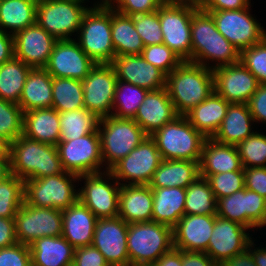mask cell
Here are the masks:
<instances>
[{
	"label": "cell",
	"instance_id": "16",
	"mask_svg": "<svg viewBox=\"0 0 266 266\" xmlns=\"http://www.w3.org/2000/svg\"><path fill=\"white\" fill-rule=\"evenodd\" d=\"M217 216L239 223L249 230L266 226V198L244 188L217 200Z\"/></svg>",
	"mask_w": 266,
	"mask_h": 266
},
{
	"label": "cell",
	"instance_id": "46",
	"mask_svg": "<svg viewBox=\"0 0 266 266\" xmlns=\"http://www.w3.org/2000/svg\"><path fill=\"white\" fill-rule=\"evenodd\" d=\"M141 56L166 76L183 62L166 44L144 46Z\"/></svg>",
	"mask_w": 266,
	"mask_h": 266
},
{
	"label": "cell",
	"instance_id": "52",
	"mask_svg": "<svg viewBox=\"0 0 266 266\" xmlns=\"http://www.w3.org/2000/svg\"><path fill=\"white\" fill-rule=\"evenodd\" d=\"M72 266H110L104 255L95 247L84 246L76 248Z\"/></svg>",
	"mask_w": 266,
	"mask_h": 266
},
{
	"label": "cell",
	"instance_id": "57",
	"mask_svg": "<svg viewBox=\"0 0 266 266\" xmlns=\"http://www.w3.org/2000/svg\"><path fill=\"white\" fill-rule=\"evenodd\" d=\"M182 266H219L205 252L182 250Z\"/></svg>",
	"mask_w": 266,
	"mask_h": 266
},
{
	"label": "cell",
	"instance_id": "29",
	"mask_svg": "<svg viewBox=\"0 0 266 266\" xmlns=\"http://www.w3.org/2000/svg\"><path fill=\"white\" fill-rule=\"evenodd\" d=\"M230 102L213 91L203 102L185 114L194 128L206 138H212L226 116Z\"/></svg>",
	"mask_w": 266,
	"mask_h": 266
},
{
	"label": "cell",
	"instance_id": "5",
	"mask_svg": "<svg viewBox=\"0 0 266 266\" xmlns=\"http://www.w3.org/2000/svg\"><path fill=\"white\" fill-rule=\"evenodd\" d=\"M173 228L155 221L129 223L130 266H151L173 248Z\"/></svg>",
	"mask_w": 266,
	"mask_h": 266
},
{
	"label": "cell",
	"instance_id": "18",
	"mask_svg": "<svg viewBox=\"0 0 266 266\" xmlns=\"http://www.w3.org/2000/svg\"><path fill=\"white\" fill-rule=\"evenodd\" d=\"M128 226L119 216L97 219L92 246L110 266H130L127 250Z\"/></svg>",
	"mask_w": 266,
	"mask_h": 266
},
{
	"label": "cell",
	"instance_id": "30",
	"mask_svg": "<svg viewBox=\"0 0 266 266\" xmlns=\"http://www.w3.org/2000/svg\"><path fill=\"white\" fill-rule=\"evenodd\" d=\"M254 119L245 103H230L218 131L212 137L222 144L237 146L241 141L252 135Z\"/></svg>",
	"mask_w": 266,
	"mask_h": 266
},
{
	"label": "cell",
	"instance_id": "53",
	"mask_svg": "<svg viewBox=\"0 0 266 266\" xmlns=\"http://www.w3.org/2000/svg\"><path fill=\"white\" fill-rule=\"evenodd\" d=\"M245 188L266 198V167L244 168Z\"/></svg>",
	"mask_w": 266,
	"mask_h": 266
},
{
	"label": "cell",
	"instance_id": "13",
	"mask_svg": "<svg viewBox=\"0 0 266 266\" xmlns=\"http://www.w3.org/2000/svg\"><path fill=\"white\" fill-rule=\"evenodd\" d=\"M250 8L251 5L245 9L205 12L212 16L219 33L241 52L266 37V29L250 14Z\"/></svg>",
	"mask_w": 266,
	"mask_h": 266
},
{
	"label": "cell",
	"instance_id": "37",
	"mask_svg": "<svg viewBox=\"0 0 266 266\" xmlns=\"http://www.w3.org/2000/svg\"><path fill=\"white\" fill-rule=\"evenodd\" d=\"M37 3L38 0H0V31L14 35L34 25Z\"/></svg>",
	"mask_w": 266,
	"mask_h": 266
},
{
	"label": "cell",
	"instance_id": "39",
	"mask_svg": "<svg viewBox=\"0 0 266 266\" xmlns=\"http://www.w3.org/2000/svg\"><path fill=\"white\" fill-rule=\"evenodd\" d=\"M60 140H74L98 130L100 118L86 108L59 112Z\"/></svg>",
	"mask_w": 266,
	"mask_h": 266
},
{
	"label": "cell",
	"instance_id": "59",
	"mask_svg": "<svg viewBox=\"0 0 266 266\" xmlns=\"http://www.w3.org/2000/svg\"><path fill=\"white\" fill-rule=\"evenodd\" d=\"M151 266H182V250L173 247Z\"/></svg>",
	"mask_w": 266,
	"mask_h": 266
},
{
	"label": "cell",
	"instance_id": "50",
	"mask_svg": "<svg viewBox=\"0 0 266 266\" xmlns=\"http://www.w3.org/2000/svg\"><path fill=\"white\" fill-rule=\"evenodd\" d=\"M162 4L161 0H113L109 6L121 14L133 16L157 11Z\"/></svg>",
	"mask_w": 266,
	"mask_h": 266
},
{
	"label": "cell",
	"instance_id": "14",
	"mask_svg": "<svg viewBox=\"0 0 266 266\" xmlns=\"http://www.w3.org/2000/svg\"><path fill=\"white\" fill-rule=\"evenodd\" d=\"M162 160L155 141L147 136L110 171L118 182L122 181L120 185H149Z\"/></svg>",
	"mask_w": 266,
	"mask_h": 266
},
{
	"label": "cell",
	"instance_id": "23",
	"mask_svg": "<svg viewBox=\"0 0 266 266\" xmlns=\"http://www.w3.org/2000/svg\"><path fill=\"white\" fill-rule=\"evenodd\" d=\"M110 64L120 81L137 85L148 91L159 90L166 86V75L141 55L117 56Z\"/></svg>",
	"mask_w": 266,
	"mask_h": 266
},
{
	"label": "cell",
	"instance_id": "41",
	"mask_svg": "<svg viewBox=\"0 0 266 266\" xmlns=\"http://www.w3.org/2000/svg\"><path fill=\"white\" fill-rule=\"evenodd\" d=\"M217 199L205 178L198 177L186 188L185 214L216 215Z\"/></svg>",
	"mask_w": 266,
	"mask_h": 266
},
{
	"label": "cell",
	"instance_id": "32",
	"mask_svg": "<svg viewBox=\"0 0 266 266\" xmlns=\"http://www.w3.org/2000/svg\"><path fill=\"white\" fill-rule=\"evenodd\" d=\"M59 112L53 107L24 113L23 135L29 139L57 145L60 140Z\"/></svg>",
	"mask_w": 266,
	"mask_h": 266
},
{
	"label": "cell",
	"instance_id": "58",
	"mask_svg": "<svg viewBox=\"0 0 266 266\" xmlns=\"http://www.w3.org/2000/svg\"><path fill=\"white\" fill-rule=\"evenodd\" d=\"M14 57V37L12 34L0 31V65Z\"/></svg>",
	"mask_w": 266,
	"mask_h": 266
},
{
	"label": "cell",
	"instance_id": "19",
	"mask_svg": "<svg viewBox=\"0 0 266 266\" xmlns=\"http://www.w3.org/2000/svg\"><path fill=\"white\" fill-rule=\"evenodd\" d=\"M95 65L75 38L56 41L45 69L52 77L82 81Z\"/></svg>",
	"mask_w": 266,
	"mask_h": 266
},
{
	"label": "cell",
	"instance_id": "20",
	"mask_svg": "<svg viewBox=\"0 0 266 266\" xmlns=\"http://www.w3.org/2000/svg\"><path fill=\"white\" fill-rule=\"evenodd\" d=\"M247 227L216 215L212 235L205 252L214 262L221 265L225 260L244 252L254 239Z\"/></svg>",
	"mask_w": 266,
	"mask_h": 266
},
{
	"label": "cell",
	"instance_id": "2",
	"mask_svg": "<svg viewBox=\"0 0 266 266\" xmlns=\"http://www.w3.org/2000/svg\"><path fill=\"white\" fill-rule=\"evenodd\" d=\"M165 88L176 113L185 115L214 91L213 71L202 65L183 61L166 76Z\"/></svg>",
	"mask_w": 266,
	"mask_h": 266
},
{
	"label": "cell",
	"instance_id": "21",
	"mask_svg": "<svg viewBox=\"0 0 266 266\" xmlns=\"http://www.w3.org/2000/svg\"><path fill=\"white\" fill-rule=\"evenodd\" d=\"M214 91L230 103H245L258 88L256 77L239 61L212 69Z\"/></svg>",
	"mask_w": 266,
	"mask_h": 266
},
{
	"label": "cell",
	"instance_id": "10",
	"mask_svg": "<svg viewBox=\"0 0 266 266\" xmlns=\"http://www.w3.org/2000/svg\"><path fill=\"white\" fill-rule=\"evenodd\" d=\"M83 3L71 0H38L36 23L57 40L74 39L78 34L85 12Z\"/></svg>",
	"mask_w": 266,
	"mask_h": 266
},
{
	"label": "cell",
	"instance_id": "45",
	"mask_svg": "<svg viewBox=\"0 0 266 266\" xmlns=\"http://www.w3.org/2000/svg\"><path fill=\"white\" fill-rule=\"evenodd\" d=\"M243 168L266 167V135L255 131L237 146Z\"/></svg>",
	"mask_w": 266,
	"mask_h": 266
},
{
	"label": "cell",
	"instance_id": "66",
	"mask_svg": "<svg viewBox=\"0 0 266 266\" xmlns=\"http://www.w3.org/2000/svg\"><path fill=\"white\" fill-rule=\"evenodd\" d=\"M71 1H75V2H78V3H87L86 1L90 2L89 0H71Z\"/></svg>",
	"mask_w": 266,
	"mask_h": 266
},
{
	"label": "cell",
	"instance_id": "36",
	"mask_svg": "<svg viewBox=\"0 0 266 266\" xmlns=\"http://www.w3.org/2000/svg\"><path fill=\"white\" fill-rule=\"evenodd\" d=\"M111 33L115 57L141 55L144 45L136 31L132 16L121 14L111 8Z\"/></svg>",
	"mask_w": 266,
	"mask_h": 266
},
{
	"label": "cell",
	"instance_id": "61",
	"mask_svg": "<svg viewBox=\"0 0 266 266\" xmlns=\"http://www.w3.org/2000/svg\"><path fill=\"white\" fill-rule=\"evenodd\" d=\"M256 244L254 243V240L252 239L248 246L247 249L251 252L253 259L256 263V266H266V245L265 247H255Z\"/></svg>",
	"mask_w": 266,
	"mask_h": 266
},
{
	"label": "cell",
	"instance_id": "43",
	"mask_svg": "<svg viewBox=\"0 0 266 266\" xmlns=\"http://www.w3.org/2000/svg\"><path fill=\"white\" fill-rule=\"evenodd\" d=\"M23 122L20 106L0 98V140L6 146L23 135Z\"/></svg>",
	"mask_w": 266,
	"mask_h": 266
},
{
	"label": "cell",
	"instance_id": "48",
	"mask_svg": "<svg viewBox=\"0 0 266 266\" xmlns=\"http://www.w3.org/2000/svg\"><path fill=\"white\" fill-rule=\"evenodd\" d=\"M206 180L217 200L245 188L244 171H230L209 175Z\"/></svg>",
	"mask_w": 266,
	"mask_h": 266
},
{
	"label": "cell",
	"instance_id": "51",
	"mask_svg": "<svg viewBox=\"0 0 266 266\" xmlns=\"http://www.w3.org/2000/svg\"><path fill=\"white\" fill-rule=\"evenodd\" d=\"M0 266H32L29 245L17 243L1 248Z\"/></svg>",
	"mask_w": 266,
	"mask_h": 266
},
{
	"label": "cell",
	"instance_id": "40",
	"mask_svg": "<svg viewBox=\"0 0 266 266\" xmlns=\"http://www.w3.org/2000/svg\"><path fill=\"white\" fill-rule=\"evenodd\" d=\"M52 107L58 112L85 108L82 81L52 77Z\"/></svg>",
	"mask_w": 266,
	"mask_h": 266
},
{
	"label": "cell",
	"instance_id": "4",
	"mask_svg": "<svg viewBox=\"0 0 266 266\" xmlns=\"http://www.w3.org/2000/svg\"><path fill=\"white\" fill-rule=\"evenodd\" d=\"M156 143L163 160L201 159L202 146L206 137L188 121L185 115H178L150 136Z\"/></svg>",
	"mask_w": 266,
	"mask_h": 266
},
{
	"label": "cell",
	"instance_id": "26",
	"mask_svg": "<svg viewBox=\"0 0 266 266\" xmlns=\"http://www.w3.org/2000/svg\"><path fill=\"white\" fill-rule=\"evenodd\" d=\"M97 217L77 200L62 210V236L76 249L91 246Z\"/></svg>",
	"mask_w": 266,
	"mask_h": 266
},
{
	"label": "cell",
	"instance_id": "60",
	"mask_svg": "<svg viewBox=\"0 0 266 266\" xmlns=\"http://www.w3.org/2000/svg\"><path fill=\"white\" fill-rule=\"evenodd\" d=\"M219 266H256V263L251 252L246 249L244 252L225 260Z\"/></svg>",
	"mask_w": 266,
	"mask_h": 266
},
{
	"label": "cell",
	"instance_id": "6",
	"mask_svg": "<svg viewBox=\"0 0 266 266\" xmlns=\"http://www.w3.org/2000/svg\"><path fill=\"white\" fill-rule=\"evenodd\" d=\"M92 6L83 16L76 41L96 64H110L115 57L111 33V7L97 2Z\"/></svg>",
	"mask_w": 266,
	"mask_h": 266
},
{
	"label": "cell",
	"instance_id": "65",
	"mask_svg": "<svg viewBox=\"0 0 266 266\" xmlns=\"http://www.w3.org/2000/svg\"><path fill=\"white\" fill-rule=\"evenodd\" d=\"M7 146L3 143V142H0V152L3 150V149H6Z\"/></svg>",
	"mask_w": 266,
	"mask_h": 266
},
{
	"label": "cell",
	"instance_id": "35",
	"mask_svg": "<svg viewBox=\"0 0 266 266\" xmlns=\"http://www.w3.org/2000/svg\"><path fill=\"white\" fill-rule=\"evenodd\" d=\"M18 105L24 113L52 107V76L45 68H31Z\"/></svg>",
	"mask_w": 266,
	"mask_h": 266
},
{
	"label": "cell",
	"instance_id": "62",
	"mask_svg": "<svg viewBox=\"0 0 266 266\" xmlns=\"http://www.w3.org/2000/svg\"><path fill=\"white\" fill-rule=\"evenodd\" d=\"M11 175L10 155L8 149L0 152V181Z\"/></svg>",
	"mask_w": 266,
	"mask_h": 266
},
{
	"label": "cell",
	"instance_id": "34",
	"mask_svg": "<svg viewBox=\"0 0 266 266\" xmlns=\"http://www.w3.org/2000/svg\"><path fill=\"white\" fill-rule=\"evenodd\" d=\"M199 176L198 161L162 160L149 186L151 188L181 187L186 189Z\"/></svg>",
	"mask_w": 266,
	"mask_h": 266
},
{
	"label": "cell",
	"instance_id": "56",
	"mask_svg": "<svg viewBox=\"0 0 266 266\" xmlns=\"http://www.w3.org/2000/svg\"><path fill=\"white\" fill-rule=\"evenodd\" d=\"M17 243L14 218H0V249Z\"/></svg>",
	"mask_w": 266,
	"mask_h": 266
},
{
	"label": "cell",
	"instance_id": "44",
	"mask_svg": "<svg viewBox=\"0 0 266 266\" xmlns=\"http://www.w3.org/2000/svg\"><path fill=\"white\" fill-rule=\"evenodd\" d=\"M23 202V179L11 174L0 181V218H14Z\"/></svg>",
	"mask_w": 266,
	"mask_h": 266
},
{
	"label": "cell",
	"instance_id": "47",
	"mask_svg": "<svg viewBox=\"0 0 266 266\" xmlns=\"http://www.w3.org/2000/svg\"><path fill=\"white\" fill-rule=\"evenodd\" d=\"M132 18L144 46L163 44V35L157 11L135 14Z\"/></svg>",
	"mask_w": 266,
	"mask_h": 266
},
{
	"label": "cell",
	"instance_id": "17",
	"mask_svg": "<svg viewBox=\"0 0 266 266\" xmlns=\"http://www.w3.org/2000/svg\"><path fill=\"white\" fill-rule=\"evenodd\" d=\"M117 76L111 64H96L82 80L84 107L99 118L112 114Z\"/></svg>",
	"mask_w": 266,
	"mask_h": 266
},
{
	"label": "cell",
	"instance_id": "55",
	"mask_svg": "<svg viewBox=\"0 0 266 266\" xmlns=\"http://www.w3.org/2000/svg\"><path fill=\"white\" fill-rule=\"evenodd\" d=\"M251 0H199L198 8L203 11L238 10L249 7Z\"/></svg>",
	"mask_w": 266,
	"mask_h": 266
},
{
	"label": "cell",
	"instance_id": "49",
	"mask_svg": "<svg viewBox=\"0 0 266 266\" xmlns=\"http://www.w3.org/2000/svg\"><path fill=\"white\" fill-rule=\"evenodd\" d=\"M240 62L256 77L259 84H266V37L243 49L240 52Z\"/></svg>",
	"mask_w": 266,
	"mask_h": 266
},
{
	"label": "cell",
	"instance_id": "64",
	"mask_svg": "<svg viewBox=\"0 0 266 266\" xmlns=\"http://www.w3.org/2000/svg\"><path fill=\"white\" fill-rule=\"evenodd\" d=\"M113 0H100L97 4L109 5Z\"/></svg>",
	"mask_w": 266,
	"mask_h": 266
},
{
	"label": "cell",
	"instance_id": "27",
	"mask_svg": "<svg viewBox=\"0 0 266 266\" xmlns=\"http://www.w3.org/2000/svg\"><path fill=\"white\" fill-rule=\"evenodd\" d=\"M230 171H244L237 147L206 138L199 162L200 177L206 179L209 175Z\"/></svg>",
	"mask_w": 266,
	"mask_h": 266
},
{
	"label": "cell",
	"instance_id": "3",
	"mask_svg": "<svg viewBox=\"0 0 266 266\" xmlns=\"http://www.w3.org/2000/svg\"><path fill=\"white\" fill-rule=\"evenodd\" d=\"M7 149L11 174L23 179H39L64 172L57 147L21 135Z\"/></svg>",
	"mask_w": 266,
	"mask_h": 266
},
{
	"label": "cell",
	"instance_id": "33",
	"mask_svg": "<svg viewBox=\"0 0 266 266\" xmlns=\"http://www.w3.org/2000/svg\"><path fill=\"white\" fill-rule=\"evenodd\" d=\"M151 189L153 195L152 221L173 228L185 215L186 189L181 187Z\"/></svg>",
	"mask_w": 266,
	"mask_h": 266
},
{
	"label": "cell",
	"instance_id": "42",
	"mask_svg": "<svg viewBox=\"0 0 266 266\" xmlns=\"http://www.w3.org/2000/svg\"><path fill=\"white\" fill-rule=\"evenodd\" d=\"M148 90L117 80L111 116L133 119Z\"/></svg>",
	"mask_w": 266,
	"mask_h": 266
},
{
	"label": "cell",
	"instance_id": "24",
	"mask_svg": "<svg viewBox=\"0 0 266 266\" xmlns=\"http://www.w3.org/2000/svg\"><path fill=\"white\" fill-rule=\"evenodd\" d=\"M216 215L185 214L173 227V246L179 250L206 252Z\"/></svg>",
	"mask_w": 266,
	"mask_h": 266
},
{
	"label": "cell",
	"instance_id": "38",
	"mask_svg": "<svg viewBox=\"0 0 266 266\" xmlns=\"http://www.w3.org/2000/svg\"><path fill=\"white\" fill-rule=\"evenodd\" d=\"M31 67L13 57L0 65V98L18 104Z\"/></svg>",
	"mask_w": 266,
	"mask_h": 266
},
{
	"label": "cell",
	"instance_id": "15",
	"mask_svg": "<svg viewBox=\"0 0 266 266\" xmlns=\"http://www.w3.org/2000/svg\"><path fill=\"white\" fill-rule=\"evenodd\" d=\"M15 220V234L18 243L30 245L34 240L62 235V210L39 208L23 202Z\"/></svg>",
	"mask_w": 266,
	"mask_h": 266
},
{
	"label": "cell",
	"instance_id": "8",
	"mask_svg": "<svg viewBox=\"0 0 266 266\" xmlns=\"http://www.w3.org/2000/svg\"><path fill=\"white\" fill-rule=\"evenodd\" d=\"M79 176L64 171L39 179L24 180V202L39 208L67 209L78 200ZM76 188V189H75Z\"/></svg>",
	"mask_w": 266,
	"mask_h": 266
},
{
	"label": "cell",
	"instance_id": "12",
	"mask_svg": "<svg viewBox=\"0 0 266 266\" xmlns=\"http://www.w3.org/2000/svg\"><path fill=\"white\" fill-rule=\"evenodd\" d=\"M56 147L66 172L79 176L107 170L102 160L98 130L74 140H59Z\"/></svg>",
	"mask_w": 266,
	"mask_h": 266
},
{
	"label": "cell",
	"instance_id": "9",
	"mask_svg": "<svg viewBox=\"0 0 266 266\" xmlns=\"http://www.w3.org/2000/svg\"><path fill=\"white\" fill-rule=\"evenodd\" d=\"M84 179V180H83ZM83 186L78 189V200L98 219L117 217L119 213L120 182L110 170L79 175Z\"/></svg>",
	"mask_w": 266,
	"mask_h": 266
},
{
	"label": "cell",
	"instance_id": "28",
	"mask_svg": "<svg viewBox=\"0 0 266 266\" xmlns=\"http://www.w3.org/2000/svg\"><path fill=\"white\" fill-rule=\"evenodd\" d=\"M153 195L149 185H121L118 216L126 223L152 221Z\"/></svg>",
	"mask_w": 266,
	"mask_h": 266
},
{
	"label": "cell",
	"instance_id": "7",
	"mask_svg": "<svg viewBox=\"0 0 266 266\" xmlns=\"http://www.w3.org/2000/svg\"><path fill=\"white\" fill-rule=\"evenodd\" d=\"M98 131L102 160L107 170L126 157L148 136L133 119L111 115L100 118Z\"/></svg>",
	"mask_w": 266,
	"mask_h": 266
},
{
	"label": "cell",
	"instance_id": "1",
	"mask_svg": "<svg viewBox=\"0 0 266 266\" xmlns=\"http://www.w3.org/2000/svg\"><path fill=\"white\" fill-rule=\"evenodd\" d=\"M191 43L192 63L214 69L240 61V51L219 33L212 16L201 9L191 17ZM210 61H215L214 65Z\"/></svg>",
	"mask_w": 266,
	"mask_h": 266
},
{
	"label": "cell",
	"instance_id": "31",
	"mask_svg": "<svg viewBox=\"0 0 266 266\" xmlns=\"http://www.w3.org/2000/svg\"><path fill=\"white\" fill-rule=\"evenodd\" d=\"M32 266H72L75 248L61 235L42 237L30 245Z\"/></svg>",
	"mask_w": 266,
	"mask_h": 266
},
{
	"label": "cell",
	"instance_id": "54",
	"mask_svg": "<svg viewBox=\"0 0 266 266\" xmlns=\"http://www.w3.org/2000/svg\"><path fill=\"white\" fill-rule=\"evenodd\" d=\"M249 111L257 124H266V84H259L256 92L247 103Z\"/></svg>",
	"mask_w": 266,
	"mask_h": 266
},
{
	"label": "cell",
	"instance_id": "11",
	"mask_svg": "<svg viewBox=\"0 0 266 266\" xmlns=\"http://www.w3.org/2000/svg\"><path fill=\"white\" fill-rule=\"evenodd\" d=\"M198 9L189 4H162L157 10L163 44L183 61L192 62L191 17Z\"/></svg>",
	"mask_w": 266,
	"mask_h": 266
},
{
	"label": "cell",
	"instance_id": "22",
	"mask_svg": "<svg viewBox=\"0 0 266 266\" xmlns=\"http://www.w3.org/2000/svg\"><path fill=\"white\" fill-rule=\"evenodd\" d=\"M14 57L31 68H45L57 39L37 23L14 35Z\"/></svg>",
	"mask_w": 266,
	"mask_h": 266
},
{
	"label": "cell",
	"instance_id": "25",
	"mask_svg": "<svg viewBox=\"0 0 266 266\" xmlns=\"http://www.w3.org/2000/svg\"><path fill=\"white\" fill-rule=\"evenodd\" d=\"M177 116L167 89L161 88L148 91L133 120L148 136H151Z\"/></svg>",
	"mask_w": 266,
	"mask_h": 266
},
{
	"label": "cell",
	"instance_id": "63",
	"mask_svg": "<svg viewBox=\"0 0 266 266\" xmlns=\"http://www.w3.org/2000/svg\"><path fill=\"white\" fill-rule=\"evenodd\" d=\"M163 4H189L198 6L199 0H161Z\"/></svg>",
	"mask_w": 266,
	"mask_h": 266
}]
</instances>
